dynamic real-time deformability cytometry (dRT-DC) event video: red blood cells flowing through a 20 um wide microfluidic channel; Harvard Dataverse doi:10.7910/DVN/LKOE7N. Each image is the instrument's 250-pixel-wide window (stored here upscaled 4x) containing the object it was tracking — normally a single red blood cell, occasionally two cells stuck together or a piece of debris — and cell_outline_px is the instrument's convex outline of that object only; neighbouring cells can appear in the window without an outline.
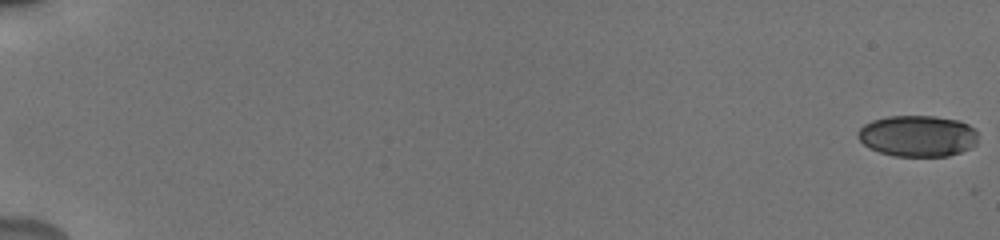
{"species": "human", "species_latin": "Homo sapiens", "temperature_condition": "cold", "stored_images_in_passage": 57, "camera_frame_rate_fps": 3000, "um_per_image_px": 0.085, "donor": {"sex": "male"}, "frame": {"image": 1, "passage_image": 1, "time_ms": 0.0, "image_size_px": [1000, 240], "cell_outline_px": [[976, 144], [972, 148], [948, 156], [896, 156], [880, 152], [868, 148], [856, 136], [856, 132], [864, 124], [872, 120], [888, 116], [936, 116], [960, 120], [976, 128]], "centroid_in_image_um": [78.0, 11.55], "position_along_channel_um": 7.0, "area_um2": 29.19}}
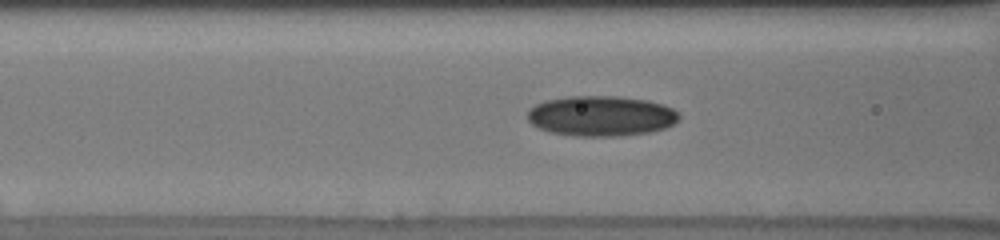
{"frame": {"image": 2, "passage_image": 26, "time_ms": 8.333, "image_size_px": [1000, 240], "cell_outline_px": [[680, 120], [664, 128], [648, 132], [616, 136], [576, 136], [552, 132], [540, 128], [532, 124], [528, 120], [528, 108], [544, 100], [572, 96], [616, 96], [648, 100], [664, 104], [680, 112]], "centroid_in_image_um": [51.11, 9.84], "position_along_channel_um": 115.5, "area_um2": 35.66}}
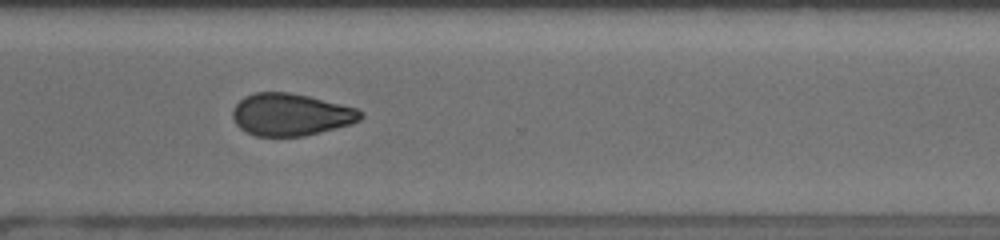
{"frame": {"image": 3, "passage_image": 44, "time_ms": 14.333, "image_size_px": [1000, 240], "cell_outline_px": [[364, 116], [360, 120], [352, 124], [304, 136], [256, 136], [240, 128], [236, 124], [232, 116], [232, 112], [236, 104], [244, 96], [256, 92], [288, 92], [308, 96], [356, 108], [364, 112]], "centroid_in_image_um": [24.73, 9.74], "position_along_channel_um": 345.9, "area_um2": 31.44}, "authors_computed_cell_mechanics": {"area_um2": 31.6744, "velocity_mm_per_s": 3.8435, "shape_relaxation_time_tau1_ms": null, "shape_relaxation_time_tau2_ms": 7.375, "deformation_change_tau1": null, "deformation_change_tau2": 0.1315}}